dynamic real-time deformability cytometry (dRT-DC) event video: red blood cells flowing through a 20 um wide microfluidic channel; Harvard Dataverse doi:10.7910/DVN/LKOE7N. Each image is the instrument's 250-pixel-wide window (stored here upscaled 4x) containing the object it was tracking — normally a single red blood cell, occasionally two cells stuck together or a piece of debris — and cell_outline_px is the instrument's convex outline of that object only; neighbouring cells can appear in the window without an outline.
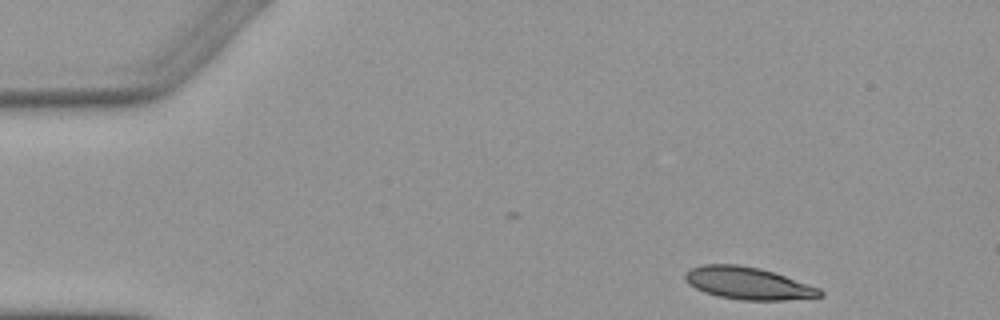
{"species": "Egyptian fruit bat (a non-hibernating species)", "species_latin": "Rousettus aegyptiacus", "temperature_condition": "warm", "stored_images_in_passage": 4, "camera_frame_rate_fps": 3000, "um_per_image_px": 0.085, "animal": {"sex": "female"}, "frame": {"image": 1, "passage_image": 1, "time_ms": 0.0, "image_size_px": [1000, 320], "cell_outline_px": [[824, 296], [784, 300], [740, 300], [720, 296], [704, 292], [688, 284], [684, 280], [684, 272], [692, 268], [704, 264], [736, 264], [760, 268], [820, 288], [824, 292]], "centroid_in_image_um": [63.56, 24.08], "position_along_channel_um": 21.4, "area_um2": 25.26}}
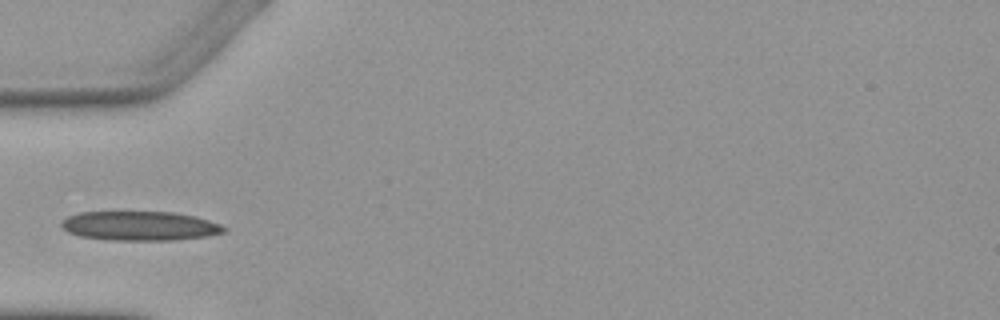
{"frame": {"image": 2, "passage_image": 4, "time_ms": 3.667, "image_size_px": [1000, 320], "cell_outline_px": [[224, 232], [208, 236], [176, 240], [116, 240], [80, 236], [68, 232], [60, 224], [60, 220], [68, 216], [80, 212], [176, 212], [208, 220], [220, 224], [224, 228]], "centroid_in_image_um": [11.86, 19.2], "position_along_channel_um": 73.1, "area_um2": 27.57}}